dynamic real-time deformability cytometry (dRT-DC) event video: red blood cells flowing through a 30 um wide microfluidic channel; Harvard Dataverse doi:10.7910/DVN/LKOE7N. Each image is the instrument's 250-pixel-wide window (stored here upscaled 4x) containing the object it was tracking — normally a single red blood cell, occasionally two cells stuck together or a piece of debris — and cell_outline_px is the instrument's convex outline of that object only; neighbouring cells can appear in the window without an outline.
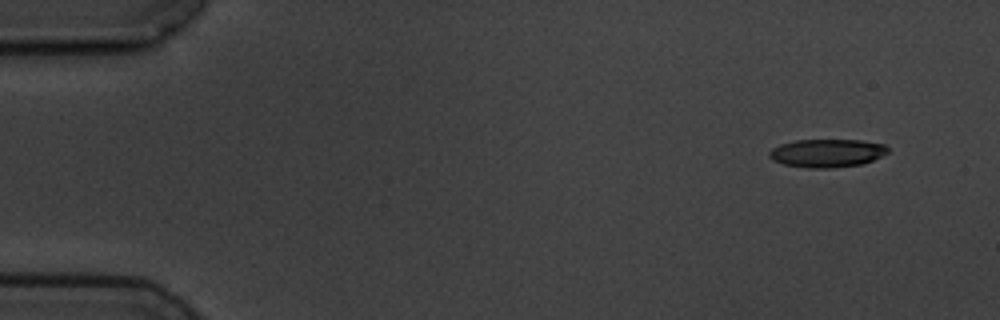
{"species": "common noctule bat (a hibernating species)", "species_latin": "Nyctalus noctula", "temperature_condition": "cold", "stored_images_in_passage": 5, "camera_frame_rate_fps": 3000, "um_per_image_px": 0.085, "animal": {"sex": "male", "body_mass_g": 19.5, "forearm_length_mm": 54.6}, "frame": {"image": 1, "passage_image": 1, "time_ms": 0.0, "image_size_px": [1000, 320], "cell_outline_px": [[888, 152], [864, 164], [832, 168], [808, 168], [784, 164], [772, 160], [768, 156], [768, 152], [772, 148], [780, 144], [796, 140], [860, 140], [884, 144], [888, 148]], "centroid_in_image_um": [70.27, 13.01], "position_along_channel_um": 14.7, "area_um2": 19.54}}